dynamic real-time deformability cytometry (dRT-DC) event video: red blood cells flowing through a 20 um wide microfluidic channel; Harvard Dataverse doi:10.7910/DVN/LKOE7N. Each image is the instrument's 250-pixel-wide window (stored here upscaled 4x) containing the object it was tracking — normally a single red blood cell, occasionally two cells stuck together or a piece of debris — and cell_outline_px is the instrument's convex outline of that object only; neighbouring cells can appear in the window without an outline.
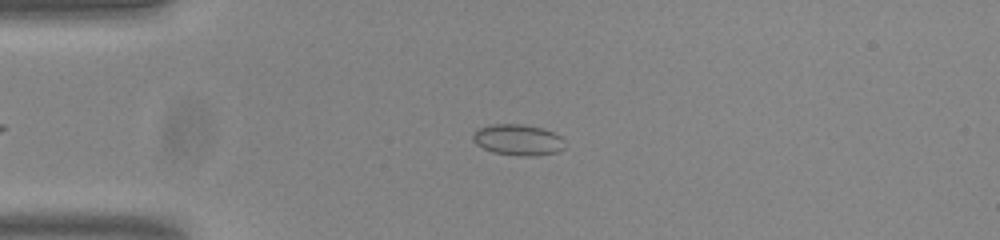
{"species": "common noctule bat (a hibernating species)", "species_latin": "Nyctalus noctula", "temperature_condition": "room temperature", "stored_images_in_passage": 45, "camera_frame_rate_fps": 3000, "um_per_image_px": 0.085, "animal": {"sex": "male", "body_mass_g": 20.0, "forearm_length_mm": 53.3}, "frame": {"image": 1, "passage_image": 10, "time_ms": 3.0, "image_size_px": [1000, 240], "cell_outline_px": [[564, 148], [556, 152], [536, 156], [520, 156], [492, 152], [476, 144], [472, 140], [472, 136], [480, 128], [492, 124], [524, 124], [544, 128], [560, 136], [564, 140]], "centroid_in_image_um": [44.05, 11.89], "position_along_channel_um": 41.0, "area_um2": 16.65}}
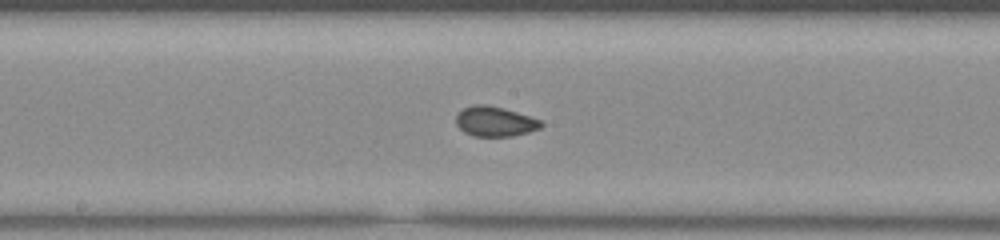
{"frame": {"image": 2, "passage_image": 25, "time_ms": 8.0, "image_size_px": [1000, 240], "cell_outline_px": [[544, 124], [540, 128], [528, 132], [512, 136], [472, 136], [464, 132], [456, 124], [456, 116], [464, 108], [472, 104], [484, 104], [504, 108], [540, 120]], "centroid_in_image_um": [42.05, 10.32], "position_along_channel_um": 206.1, "area_um2": 14.74}}
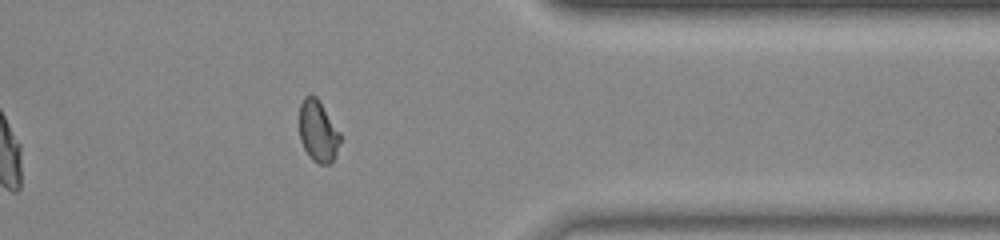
{"frame": {"image": 3, "passage_image": 40, "time_ms": 13.0, "image_size_px": [1000, 240], "cell_outline_px": [[340, 140], [336, 152], [332, 160], [328, 164], [320, 164], [312, 160], [308, 156], [300, 140], [300, 104], [304, 96], [316, 96], [340, 132]], "centroid_in_image_um": [27.02, 11.16], "position_along_channel_um": 384.4, "area_um2": 14.39}, "authors_computed_cell_mechanics": {"area_um2": 14.9702, "velocity_mm_per_s": 3.8334, "shape_relaxation_time_tau1_ms": null, "shape_relaxation_time_tau2_ms": 1.0218, "deformation_change_tau1": null, "deformation_change_tau2": 0.0465}}